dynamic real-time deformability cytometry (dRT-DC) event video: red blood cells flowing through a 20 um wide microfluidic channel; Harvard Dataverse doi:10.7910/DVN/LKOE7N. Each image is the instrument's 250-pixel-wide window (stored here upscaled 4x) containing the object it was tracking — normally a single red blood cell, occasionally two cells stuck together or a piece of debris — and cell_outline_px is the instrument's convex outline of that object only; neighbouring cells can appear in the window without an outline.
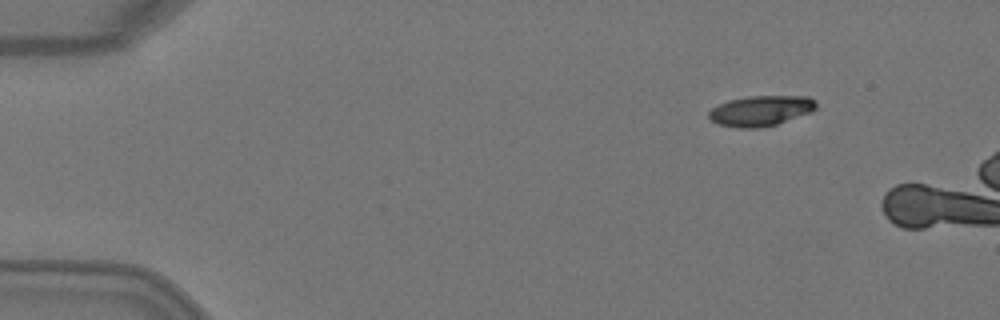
{"species": "Egyptian fruit bat (a non-hibernating species)", "species_latin": "Rousettus aegyptiacus", "temperature_condition": "warm", "stored_images_in_passage": 3, "camera_frame_rate_fps": 3000, "um_per_image_px": 0.085, "animal": {"sex": "female"}, "frame": {"image": 1, "passage_image": 1, "time_ms": 0.0, "image_size_px": [1000, 320], "cell_outline_px": [[816, 108], [812, 112], [776, 124], [760, 128], [736, 128], [720, 124], [712, 120], [708, 116], [708, 112], [712, 108], [728, 100], [748, 96], [808, 96], [816, 100]], "centroid_in_image_um": [64.69, 9.41], "position_along_channel_um": 20.3, "area_um2": 19.02}}